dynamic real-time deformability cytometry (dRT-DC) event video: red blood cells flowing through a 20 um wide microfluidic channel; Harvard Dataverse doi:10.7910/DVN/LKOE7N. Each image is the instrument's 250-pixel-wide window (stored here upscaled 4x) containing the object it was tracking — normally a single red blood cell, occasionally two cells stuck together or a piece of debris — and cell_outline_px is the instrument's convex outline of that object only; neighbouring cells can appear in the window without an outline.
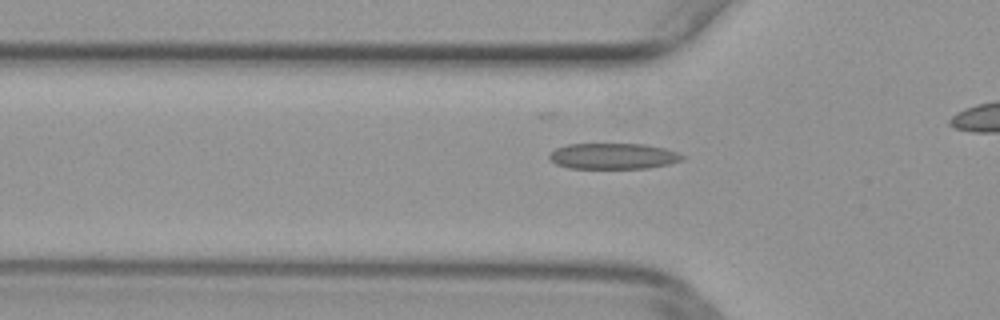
{"species": "common noctule bat (a hibernating species)", "species_latin": "Nyctalus noctula", "temperature_condition": "warm", "stored_images_in_passage": 18, "camera_frame_rate_fps": 3000, "um_per_image_px": 0.085, "animal": {"sex": "female", "body_mass_g": 29.2, "forearm_length_mm": 56.3}, "frame": {"image": 1, "passage_image": 2, "time_ms": 0.333, "image_size_px": [1000, 320], "cell_outline_px": [[684, 160], [668, 164], [648, 168], [568, 168], [556, 164], [548, 156], [556, 148], [568, 144], [644, 144], [664, 148], [676, 152], [684, 156]], "centroid_in_image_um": [52.13, 13.27], "position_along_channel_um": 73.7, "area_um2": 19.94}}
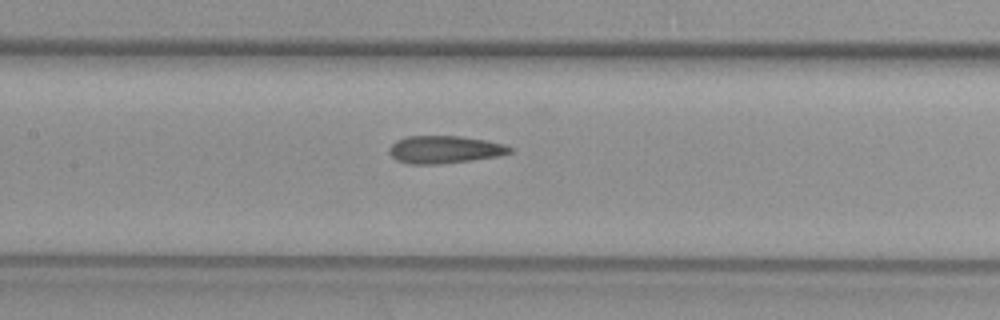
{"frame": {"image": 2, "passage_image": 9, "time_ms": 2.667, "image_size_px": [1000, 320], "cell_outline_px": [[512, 152], [500, 156], [472, 160], [436, 164], [408, 164], [396, 160], [388, 152], [388, 148], [396, 140], [408, 136], [460, 136], [484, 140], [504, 144], [512, 148]], "centroid_in_image_um": [37.77, 12.71], "position_along_channel_um": 169.6, "area_um2": 19.42}}
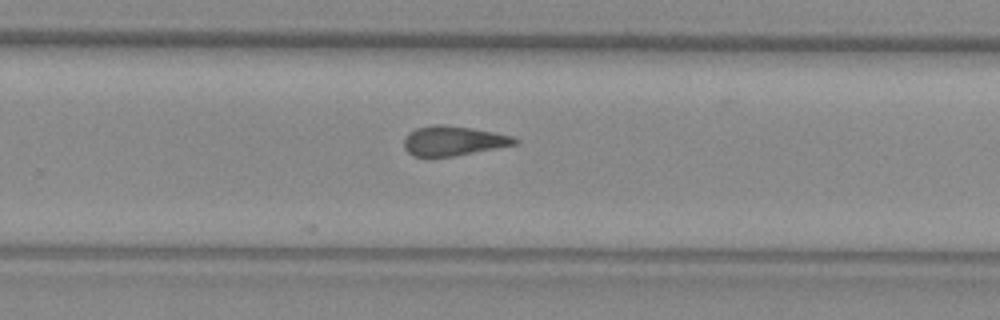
{"frame": {"image": 3, "passage_image": 18, "time_ms": 5.667, "image_size_px": [1000, 320], "cell_outline_px": [[520, 140], [516, 144], [452, 156], [412, 156], [404, 148], [404, 140], [408, 132], [416, 128], [432, 124], [444, 124], [492, 132], [512, 136]], "centroid_in_image_um": [38.48, 11.96], "position_along_channel_um": 291.3, "area_um2": 18.84}}